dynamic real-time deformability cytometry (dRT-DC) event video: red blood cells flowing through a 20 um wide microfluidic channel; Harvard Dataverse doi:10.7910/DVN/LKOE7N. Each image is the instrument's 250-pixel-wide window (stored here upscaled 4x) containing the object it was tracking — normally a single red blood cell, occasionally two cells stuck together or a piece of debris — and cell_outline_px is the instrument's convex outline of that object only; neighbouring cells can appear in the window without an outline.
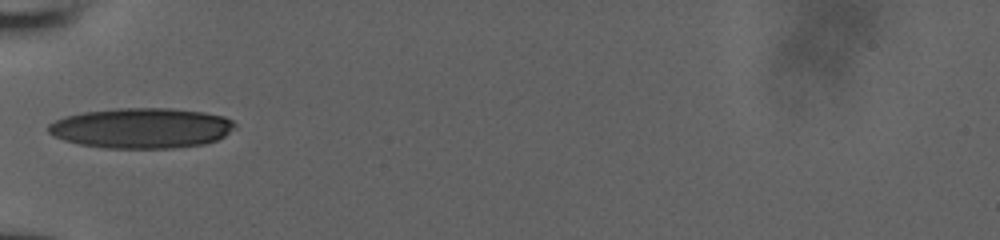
{"species": "human", "species_latin": "Homo sapiens", "temperature_condition": "room temperature", "stored_images_in_passage": 33, "camera_frame_rate_fps": 3000, "um_per_image_px": 0.085, "donor": {"sex": "male"}, "frame": {"image": 1, "passage_image": 1, "time_ms": 0.0, "image_size_px": [1000, 240], "cell_outline_px": [[236, 128], [224, 136], [216, 140], [204, 144], [172, 148], [104, 148], [80, 144], [64, 140], [52, 136], [48, 132], [48, 124], [64, 116], [84, 112], [116, 108], [172, 108], [204, 112], [224, 116], [232, 120], [236, 124]], "centroid_in_image_um": [12.03, 10.88], "position_along_channel_um": 73.0, "area_um2": 44.04}}
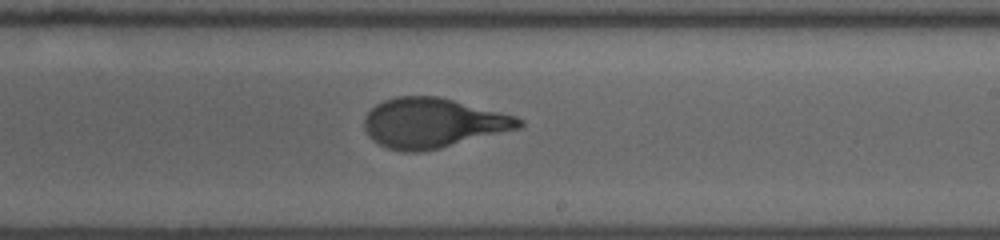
{"frame": {"image": 2, "passage_image": 14, "time_ms": 4.333, "image_size_px": [1000, 240], "cell_outline_px": [[524, 124], [520, 128], [440, 148], [420, 152], [404, 152], [388, 148], [372, 140], [368, 136], [364, 128], [364, 116], [376, 104], [384, 100], [396, 96], [436, 96], [516, 116], [524, 120]], "centroid_in_image_um": [36.76, 10.46], "position_along_channel_um": 252.2, "area_um2": 44.68}}
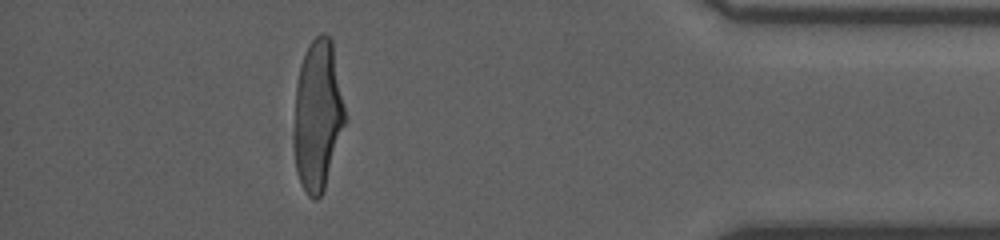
{"frame": {"image": 3, "passage_image": 28, "time_ms": 9.0, "image_size_px": [1000, 240], "cell_outline_px": [[344, 124], [324, 192], [316, 200], [312, 200], [308, 196], [300, 184], [296, 172], [296, 84], [300, 64], [304, 52], [308, 44], [320, 32], [324, 32], [332, 40], [344, 108]], "centroid_in_image_um": [27.01, 9.8], "position_along_channel_um": 408.2, "area_um2": 43.87}}